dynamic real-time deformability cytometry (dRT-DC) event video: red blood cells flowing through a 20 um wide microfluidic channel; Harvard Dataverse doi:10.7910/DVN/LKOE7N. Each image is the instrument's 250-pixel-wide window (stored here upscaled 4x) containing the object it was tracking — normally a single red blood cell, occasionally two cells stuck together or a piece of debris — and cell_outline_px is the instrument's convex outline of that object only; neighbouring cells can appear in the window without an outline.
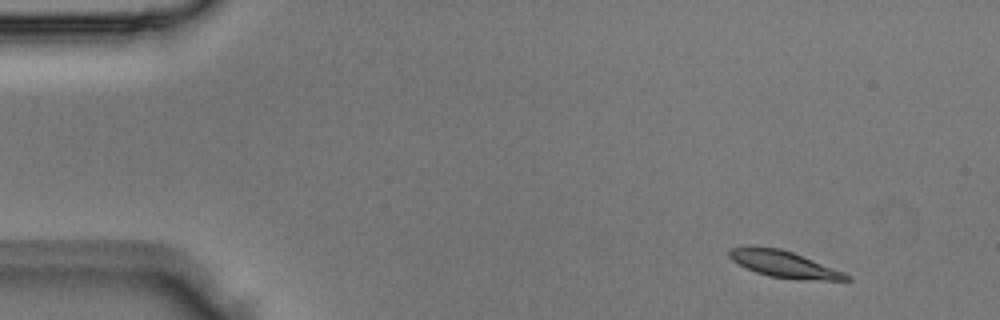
{"species": "Egyptian fruit bat (a non-hibernating species)", "species_latin": "Rousettus aegyptiacus", "temperature_condition": "room temperature", "stored_images_in_passage": 3, "segment_of_instrument_passage": [2, 2], "camera_frame_rate_fps": 3000, "um_per_image_px": 0.085, "animal": {"sex": "male"}, "frame": {"image": 1, "passage_image": 3, "time_ms": 0.667, "image_size_px": [1000, 320], "cell_outline_px": [[852, 280], [820, 280], [768, 276], [756, 272], [732, 260], [728, 256], [728, 248], [752, 244], [780, 248], [792, 252], [844, 272], [852, 276]], "centroid_in_image_um": [66.58, 22.41], "position_along_channel_um": 18.4, "area_um2": 18.15}}